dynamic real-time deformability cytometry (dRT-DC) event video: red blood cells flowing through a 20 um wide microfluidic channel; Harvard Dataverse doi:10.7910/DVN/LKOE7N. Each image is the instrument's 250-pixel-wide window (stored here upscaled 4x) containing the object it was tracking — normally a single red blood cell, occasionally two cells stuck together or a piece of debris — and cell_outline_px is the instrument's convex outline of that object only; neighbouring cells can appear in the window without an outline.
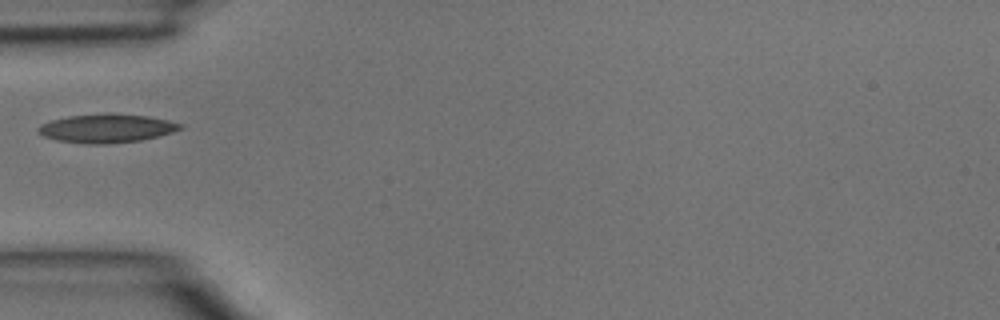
{"species": "common noctule bat (a hibernating species)", "species_latin": "Nyctalus noctula", "temperature_condition": "room temperature", "stored_images_in_passage": 1, "camera_frame_rate_fps": 3000, "um_per_image_px": 0.085, "animal": {"sex": "male", "body_mass_g": 15.6}, "frame": {"image": 1, "passage_image": 1, "time_ms": 0.0, "image_size_px": [1000, 320], "cell_outline_px": [[184, 128], [172, 132], [140, 140], [108, 144], [84, 144], [56, 140], [44, 136], [36, 132], [36, 128], [40, 124], [52, 120], [68, 116], [148, 116], [168, 120], [184, 124]], "centroid_in_image_um": [9.03, 10.95], "position_along_channel_um": 76.0, "area_um2": 22.89}}